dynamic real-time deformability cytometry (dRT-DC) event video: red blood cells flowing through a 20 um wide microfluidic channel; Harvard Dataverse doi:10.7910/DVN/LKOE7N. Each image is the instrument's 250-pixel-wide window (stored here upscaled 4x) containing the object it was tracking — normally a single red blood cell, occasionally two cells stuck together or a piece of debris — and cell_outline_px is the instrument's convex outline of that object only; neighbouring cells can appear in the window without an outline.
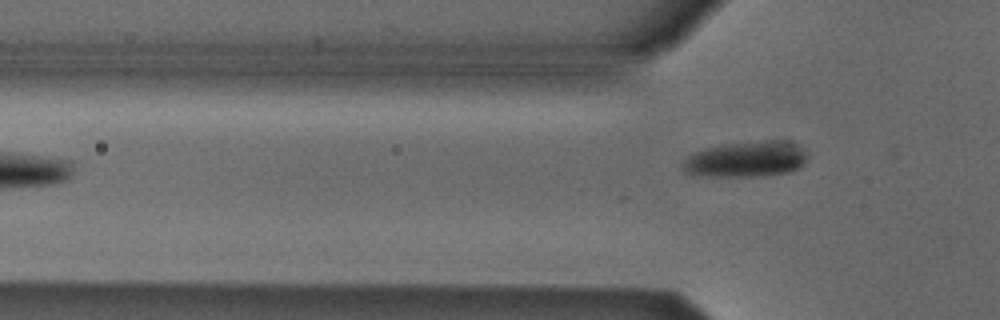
{"species": "Egyptian fruit bat (a non-hibernating species)", "species_latin": "Rousettus aegyptiacus", "temperature_condition": "cold", "stored_images_in_passage": 3, "camera_frame_rate_fps": 3000, "um_per_image_px": 0.085, "animal": {"sex": "male"}, "frame": {"image": 1, "passage_image": 3, "time_ms": 0.667, "image_size_px": [1000, 320], "cell_outline_px": [[808, 160], [800, 168], [788, 172], [768, 176], [692, 176], [684, 172], [680, 168], [680, 164], [692, 152], [704, 148], [720, 144], [764, 140], [784, 140], [796, 144], [804, 148], [808, 156]], "centroid_in_image_um": [63.4, 13.53], "position_along_channel_um": 62.4, "area_um2": 26.88}}